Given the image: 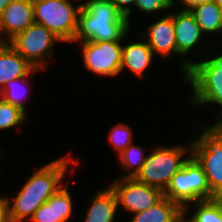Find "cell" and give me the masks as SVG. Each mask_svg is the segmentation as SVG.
I'll use <instances>...</instances> for the list:
<instances>
[{"label": "cell", "instance_id": "obj_1", "mask_svg": "<svg viewBox=\"0 0 222 222\" xmlns=\"http://www.w3.org/2000/svg\"><path fill=\"white\" fill-rule=\"evenodd\" d=\"M70 157L65 154L42 165L27 178L15 197H6L9 222H29L35 211L64 185L70 164L74 167L80 164L78 158Z\"/></svg>", "mask_w": 222, "mask_h": 222}, {"label": "cell", "instance_id": "obj_2", "mask_svg": "<svg viewBox=\"0 0 222 222\" xmlns=\"http://www.w3.org/2000/svg\"><path fill=\"white\" fill-rule=\"evenodd\" d=\"M129 29L127 18L110 0H87L82 3L73 42L124 41Z\"/></svg>", "mask_w": 222, "mask_h": 222}, {"label": "cell", "instance_id": "obj_3", "mask_svg": "<svg viewBox=\"0 0 222 222\" xmlns=\"http://www.w3.org/2000/svg\"><path fill=\"white\" fill-rule=\"evenodd\" d=\"M204 60L193 61L189 71L183 76L191 86L189 100L194 106L215 104L219 107L214 124L222 123V50Z\"/></svg>", "mask_w": 222, "mask_h": 222}, {"label": "cell", "instance_id": "obj_4", "mask_svg": "<svg viewBox=\"0 0 222 222\" xmlns=\"http://www.w3.org/2000/svg\"><path fill=\"white\" fill-rule=\"evenodd\" d=\"M187 143L186 145L180 143L174 146L154 147L147 154L143 167L135 178L144 184L164 191L171 178L183 168L191 157V141Z\"/></svg>", "mask_w": 222, "mask_h": 222}, {"label": "cell", "instance_id": "obj_5", "mask_svg": "<svg viewBox=\"0 0 222 222\" xmlns=\"http://www.w3.org/2000/svg\"><path fill=\"white\" fill-rule=\"evenodd\" d=\"M73 1V2H72ZM75 0H38L33 2L35 23L44 25L62 43H73L82 3Z\"/></svg>", "mask_w": 222, "mask_h": 222}, {"label": "cell", "instance_id": "obj_6", "mask_svg": "<svg viewBox=\"0 0 222 222\" xmlns=\"http://www.w3.org/2000/svg\"><path fill=\"white\" fill-rule=\"evenodd\" d=\"M163 192L165 197L177 202L182 208L189 203L217 198L209 187L202 167L192 156L171 178Z\"/></svg>", "mask_w": 222, "mask_h": 222}, {"label": "cell", "instance_id": "obj_7", "mask_svg": "<svg viewBox=\"0 0 222 222\" xmlns=\"http://www.w3.org/2000/svg\"><path fill=\"white\" fill-rule=\"evenodd\" d=\"M202 125V132L191 140V156L202 167L211 191L222 195V139L209 127Z\"/></svg>", "mask_w": 222, "mask_h": 222}, {"label": "cell", "instance_id": "obj_8", "mask_svg": "<svg viewBox=\"0 0 222 222\" xmlns=\"http://www.w3.org/2000/svg\"><path fill=\"white\" fill-rule=\"evenodd\" d=\"M62 42L44 25L32 23L8 44L33 68L45 70L48 58L53 57L55 43Z\"/></svg>", "mask_w": 222, "mask_h": 222}, {"label": "cell", "instance_id": "obj_9", "mask_svg": "<svg viewBox=\"0 0 222 222\" xmlns=\"http://www.w3.org/2000/svg\"><path fill=\"white\" fill-rule=\"evenodd\" d=\"M123 41H84L81 44L84 67L99 76L120 75Z\"/></svg>", "mask_w": 222, "mask_h": 222}, {"label": "cell", "instance_id": "obj_10", "mask_svg": "<svg viewBox=\"0 0 222 222\" xmlns=\"http://www.w3.org/2000/svg\"><path fill=\"white\" fill-rule=\"evenodd\" d=\"M109 186L116 195L118 208L122 207L132 214L146 211L164 197L162 190L144 184L136 178L120 177L113 180Z\"/></svg>", "mask_w": 222, "mask_h": 222}, {"label": "cell", "instance_id": "obj_11", "mask_svg": "<svg viewBox=\"0 0 222 222\" xmlns=\"http://www.w3.org/2000/svg\"><path fill=\"white\" fill-rule=\"evenodd\" d=\"M179 10L172 13V19L176 36L177 56L187 55L186 58L183 57V59L180 60L179 64V67L182 69L181 73L185 75L193 63L188 55L191 51L194 52L193 50L198 48V45L203 44L204 34L189 9L182 8Z\"/></svg>", "mask_w": 222, "mask_h": 222}, {"label": "cell", "instance_id": "obj_12", "mask_svg": "<svg viewBox=\"0 0 222 222\" xmlns=\"http://www.w3.org/2000/svg\"><path fill=\"white\" fill-rule=\"evenodd\" d=\"M34 22L33 2L12 0L0 15V43H8Z\"/></svg>", "mask_w": 222, "mask_h": 222}, {"label": "cell", "instance_id": "obj_13", "mask_svg": "<svg viewBox=\"0 0 222 222\" xmlns=\"http://www.w3.org/2000/svg\"><path fill=\"white\" fill-rule=\"evenodd\" d=\"M138 35L146 40L155 57L159 55L168 59L172 55L177 56L172 12L148 25L146 32H139Z\"/></svg>", "mask_w": 222, "mask_h": 222}, {"label": "cell", "instance_id": "obj_14", "mask_svg": "<svg viewBox=\"0 0 222 222\" xmlns=\"http://www.w3.org/2000/svg\"><path fill=\"white\" fill-rule=\"evenodd\" d=\"M68 185H62L34 213L29 222H68L73 213V199Z\"/></svg>", "mask_w": 222, "mask_h": 222}, {"label": "cell", "instance_id": "obj_15", "mask_svg": "<svg viewBox=\"0 0 222 222\" xmlns=\"http://www.w3.org/2000/svg\"><path fill=\"white\" fill-rule=\"evenodd\" d=\"M154 59L155 56L146 40L123 43L120 74L127 68L135 77L142 78Z\"/></svg>", "mask_w": 222, "mask_h": 222}, {"label": "cell", "instance_id": "obj_16", "mask_svg": "<svg viewBox=\"0 0 222 222\" xmlns=\"http://www.w3.org/2000/svg\"><path fill=\"white\" fill-rule=\"evenodd\" d=\"M118 211L116 195L110 186L99 190L89 200L84 222H115Z\"/></svg>", "mask_w": 222, "mask_h": 222}, {"label": "cell", "instance_id": "obj_17", "mask_svg": "<svg viewBox=\"0 0 222 222\" xmlns=\"http://www.w3.org/2000/svg\"><path fill=\"white\" fill-rule=\"evenodd\" d=\"M33 69L8 43H0V90L9 81L25 77Z\"/></svg>", "mask_w": 222, "mask_h": 222}, {"label": "cell", "instance_id": "obj_18", "mask_svg": "<svg viewBox=\"0 0 222 222\" xmlns=\"http://www.w3.org/2000/svg\"><path fill=\"white\" fill-rule=\"evenodd\" d=\"M189 10L193 13L204 37L216 34L222 36V13L216 2H200Z\"/></svg>", "mask_w": 222, "mask_h": 222}, {"label": "cell", "instance_id": "obj_19", "mask_svg": "<svg viewBox=\"0 0 222 222\" xmlns=\"http://www.w3.org/2000/svg\"><path fill=\"white\" fill-rule=\"evenodd\" d=\"M183 208L167 197H163L158 203L146 211L133 214L130 222H172Z\"/></svg>", "mask_w": 222, "mask_h": 222}, {"label": "cell", "instance_id": "obj_20", "mask_svg": "<svg viewBox=\"0 0 222 222\" xmlns=\"http://www.w3.org/2000/svg\"><path fill=\"white\" fill-rule=\"evenodd\" d=\"M41 71L40 69L34 68L27 76L19 77L9 81L0 90V97L14 106L21 108L26 113L28 112L25 102L28 101V82L34 76L33 74ZM27 93V94H26Z\"/></svg>", "mask_w": 222, "mask_h": 222}, {"label": "cell", "instance_id": "obj_21", "mask_svg": "<svg viewBox=\"0 0 222 222\" xmlns=\"http://www.w3.org/2000/svg\"><path fill=\"white\" fill-rule=\"evenodd\" d=\"M193 206L194 213L190 217L192 222H222V200L219 197L189 203L183 211L188 215L189 207Z\"/></svg>", "mask_w": 222, "mask_h": 222}, {"label": "cell", "instance_id": "obj_22", "mask_svg": "<svg viewBox=\"0 0 222 222\" xmlns=\"http://www.w3.org/2000/svg\"><path fill=\"white\" fill-rule=\"evenodd\" d=\"M144 149L136 145L135 143L130 144L123 152L118 155V161L122 171L127 174H120L121 178H135L143 167V164L147 158L144 155Z\"/></svg>", "mask_w": 222, "mask_h": 222}, {"label": "cell", "instance_id": "obj_23", "mask_svg": "<svg viewBox=\"0 0 222 222\" xmlns=\"http://www.w3.org/2000/svg\"><path fill=\"white\" fill-rule=\"evenodd\" d=\"M27 114L21 108L4 101L0 97V131L22 126L28 118Z\"/></svg>", "mask_w": 222, "mask_h": 222}, {"label": "cell", "instance_id": "obj_24", "mask_svg": "<svg viewBox=\"0 0 222 222\" xmlns=\"http://www.w3.org/2000/svg\"><path fill=\"white\" fill-rule=\"evenodd\" d=\"M133 135L132 128L126 123L120 122L110 128L108 139L117 155L133 143Z\"/></svg>", "mask_w": 222, "mask_h": 222}, {"label": "cell", "instance_id": "obj_25", "mask_svg": "<svg viewBox=\"0 0 222 222\" xmlns=\"http://www.w3.org/2000/svg\"><path fill=\"white\" fill-rule=\"evenodd\" d=\"M177 4L179 5L175 0H136L134 8L150 15L159 11L172 10Z\"/></svg>", "mask_w": 222, "mask_h": 222}, {"label": "cell", "instance_id": "obj_26", "mask_svg": "<svg viewBox=\"0 0 222 222\" xmlns=\"http://www.w3.org/2000/svg\"><path fill=\"white\" fill-rule=\"evenodd\" d=\"M117 8V10L124 16L127 18V21L129 23V25L131 26V15L132 14V9L134 6L135 7V3L136 0H110ZM131 6V7H130Z\"/></svg>", "mask_w": 222, "mask_h": 222}, {"label": "cell", "instance_id": "obj_27", "mask_svg": "<svg viewBox=\"0 0 222 222\" xmlns=\"http://www.w3.org/2000/svg\"><path fill=\"white\" fill-rule=\"evenodd\" d=\"M213 0H179L180 5H182L183 9H190L193 5L200 2H210Z\"/></svg>", "mask_w": 222, "mask_h": 222}, {"label": "cell", "instance_id": "obj_28", "mask_svg": "<svg viewBox=\"0 0 222 222\" xmlns=\"http://www.w3.org/2000/svg\"><path fill=\"white\" fill-rule=\"evenodd\" d=\"M172 222H192V220L182 211Z\"/></svg>", "mask_w": 222, "mask_h": 222}, {"label": "cell", "instance_id": "obj_29", "mask_svg": "<svg viewBox=\"0 0 222 222\" xmlns=\"http://www.w3.org/2000/svg\"><path fill=\"white\" fill-rule=\"evenodd\" d=\"M222 139V123L209 126Z\"/></svg>", "mask_w": 222, "mask_h": 222}, {"label": "cell", "instance_id": "obj_30", "mask_svg": "<svg viewBox=\"0 0 222 222\" xmlns=\"http://www.w3.org/2000/svg\"><path fill=\"white\" fill-rule=\"evenodd\" d=\"M6 195L0 196V211H7Z\"/></svg>", "mask_w": 222, "mask_h": 222}, {"label": "cell", "instance_id": "obj_31", "mask_svg": "<svg viewBox=\"0 0 222 222\" xmlns=\"http://www.w3.org/2000/svg\"><path fill=\"white\" fill-rule=\"evenodd\" d=\"M12 0H0V15Z\"/></svg>", "mask_w": 222, "mask_h": 222}, {"label": "cell", "instance_id": "obj_32", "mask_svg": "<svg viewBox=\"0 0 222 222\" xmlns=\"http://www.w3.org/2000/svg\"><path fill=\"white\" fill-rule=\"evenodd\" d=\"M0 222H9L8 211H0Z\"/></svg>", "mask_w": 222, "mask_h": 222}, {"label": "cell", "instance_id": "obj_33", "mask_svg": "<svg viewBox=\"0 0 222 222\" xmlns=\"http://www.w3.org/2000/svg\"><path fill=\"white\" fill-rule=\"evenodd\" d=\"M214 2H216L219 6L222 5V0H213Z\"/></svg>", "mask_w": 222, "mask_h": 222}]
</instances>
